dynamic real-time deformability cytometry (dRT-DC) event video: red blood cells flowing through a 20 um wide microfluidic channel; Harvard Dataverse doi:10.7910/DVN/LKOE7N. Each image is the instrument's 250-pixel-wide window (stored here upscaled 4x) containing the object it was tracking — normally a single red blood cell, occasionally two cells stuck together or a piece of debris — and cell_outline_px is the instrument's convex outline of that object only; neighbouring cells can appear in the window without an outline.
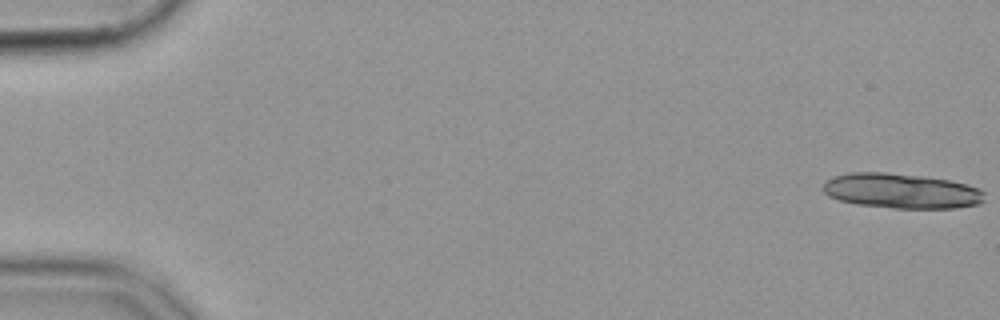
{"species": "common noctule bat (a hibernating species)", "species_latin": "Nyctalus noctula", "temperature_condition": "cold", "stored_images_in_passage": 16, "camera_frame_rate_fps": 3000, "um_per_image_px": 0.085, "animal": {"sex": "female", "body_mass_g": 19.9}, "frame": {"image": 1, "passage_image": 1, "time_ms": 0.0, "image_size_px": [1000, 320], "cell_outline_px": [[984, 200], [980, 204], [956, 208], [892, 208], [856, 204], [840, 200], [828, 196], [820, 188], [832, 176], [852, 172], [884, 172], [920, 176], [948, 180], [980, 188], [984, 192]], "centroid_in_image_um": [76.6, 16.23], "position_along_channel_um": 8.4, "area_um2": 32.95}}